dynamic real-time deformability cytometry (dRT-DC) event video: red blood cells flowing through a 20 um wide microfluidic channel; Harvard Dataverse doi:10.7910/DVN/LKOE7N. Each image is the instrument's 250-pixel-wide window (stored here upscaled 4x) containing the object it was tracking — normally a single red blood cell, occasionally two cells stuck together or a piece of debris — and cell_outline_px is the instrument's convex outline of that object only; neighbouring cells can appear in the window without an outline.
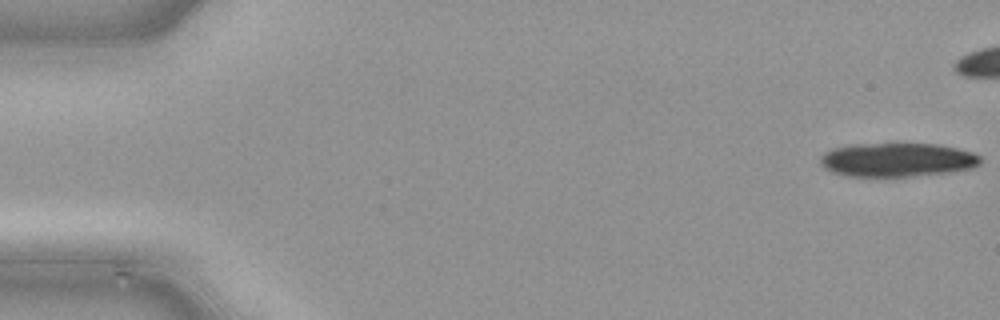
{"species": "common noctule bat (a hibernating species)", "species_latin": "Nyctalus noctula", "temperature_condition": "cold", "stored_images_in_passage": 7, "camera_frame_rate_fps": 3000, "um_per_image_px": 0.085, "animal": {"sex": "male", "body_mass_g": 21.5, "forearm_length_mm": 52.0}, "frame": {"image": 1, "passage_image": 1, "time_ms": 0.0, "image_size_px": [1000, 320], "cell_outline_px": [[980, 164], [972, 168], [948, 172], [912, 176], [848, 176], [832, 172], [824, 168], [820, 164], [820, 156], [824, 152], [832, 148], [852, 144], [940, 144], [972, 152], [980, 156]], "centroid_in_image_um": [76.23, 13.58], "position_along_channel_um": 8.8, "area_um2": 31.56}}